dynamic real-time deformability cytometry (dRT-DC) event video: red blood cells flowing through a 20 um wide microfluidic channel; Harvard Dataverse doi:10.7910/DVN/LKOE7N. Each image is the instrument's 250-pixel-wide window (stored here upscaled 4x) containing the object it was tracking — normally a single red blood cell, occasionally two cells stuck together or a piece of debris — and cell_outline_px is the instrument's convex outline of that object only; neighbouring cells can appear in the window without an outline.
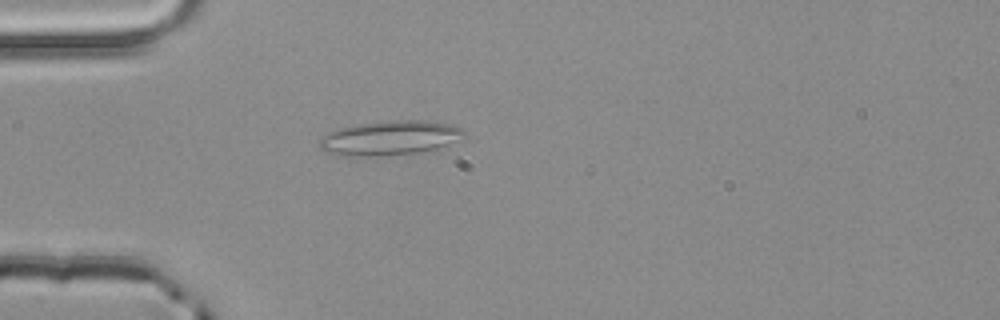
{"species": "common noctule bat (a hibernating species)", "species_latin": "Nyctalus noctula", "temperature_condition": "room temperature", "stored_images_in_passage": 2, "camera_frame_rate_fps": 3000, "um_per_image_px": 0.085, "animal": {"sex": "male", "body_mass_g": 20.4}, "frame": {"image": 1, "passage_image": 2, "time_ms": 0.333, "image_size_px": [1000, 320], "cell_outline_px": [[468, 136], [440, 152], [380, 156], [344, 156], [324, 152], [320, 148], [320, 136], [336, 128], [360, 124], [392, 120], [428, 120], [452, 124], [464, 128]], "centroid_in_image_um": [33.3, 11.75], "position_along_channel_um": 51.7, "area_um2": 30.63}}